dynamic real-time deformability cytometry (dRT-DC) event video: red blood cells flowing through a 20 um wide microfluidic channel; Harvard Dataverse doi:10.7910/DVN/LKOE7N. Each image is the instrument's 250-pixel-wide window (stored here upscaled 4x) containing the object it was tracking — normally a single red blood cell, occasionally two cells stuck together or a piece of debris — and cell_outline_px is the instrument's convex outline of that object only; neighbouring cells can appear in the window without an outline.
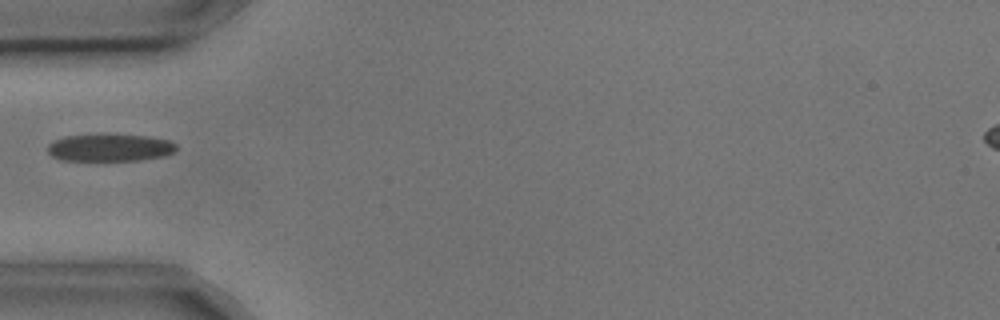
{"species": "common noctule bat (a hibernating species)", "species_latin": "Nyctalus noctula", "temperature_condition": "cold", "stored_images_in_passage": 5, "camera_frame_rate_fps": 3000, "um_per_image_px": 0.085, "animal": {"sex": "male", "body_mass_g": 17.9, "forearm_length_mm": 54.2}, "frame": {"image": 1, "passage_image": 4, "time_ms": 1.0, "image_size_px": [1000, 320], "cell_outline_px": [[176, 148], [172, 152], [164, 156], [140, 160], [60, 160], [52, 156], [48, 152], [48, 144], [52, 140], [64, 136], [100, 132], [148, 136], [168, 140], [176, 144]], "centroid_in_image_um": [9.28, 12.51], "position_along_channel_um": 75.7, "area_um2": 21.15}}